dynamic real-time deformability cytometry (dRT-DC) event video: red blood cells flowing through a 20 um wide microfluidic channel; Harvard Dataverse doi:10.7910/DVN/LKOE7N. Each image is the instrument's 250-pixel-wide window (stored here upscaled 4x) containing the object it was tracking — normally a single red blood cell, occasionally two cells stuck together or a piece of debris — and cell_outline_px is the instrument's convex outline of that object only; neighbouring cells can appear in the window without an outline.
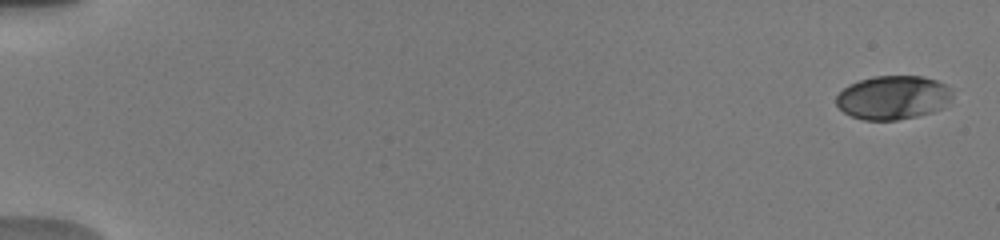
{"species": "human", "species_latin": "Homo sapiens", "temperature_condition": "warm", "stored_images_in_passage": 7, "camera_frame_rate_fps": 3000, "um_per_image_px": 0.085, "donor": {"sex": "male"}, "frame": {"image": 1, "passage_image": 1, "time_ms": 0.0, "image_size_px": [1000, 240], "cell_outline_px": [[952, 96], [944, 108], [932, 112], [916, 116], [896, 120], [864, 120], [852, 116], [844, 112], [836, 104], [836, 96], [848, 84], [872, 76], [924, 76], [936, 80], [952, 88]], "centroid_in_image_um": [75.92, 8.28], "position_along_channel_um": 9.1, "area_um2": 29.77}}
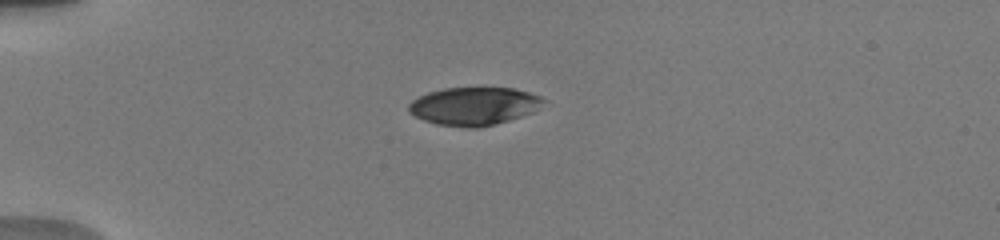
{"frame": {"image": 2, "passage_image": 5, "time_ms": 4.667, "image_size_px": [1000, 240], "cell_outline_px": [[548, 100], [532, 112], [508, 120], [476, 128], [468, 128], [436, 124], [424, 120], [408, 112], [408, 104], [412, 100], [428, 92], [444, 88], [512, 88], [528, 92], [540, 96]], "centroid_in_image_um": [40.27, 9.01], "position_along_channel_um": 44.7, "area_um2": 29.65}}
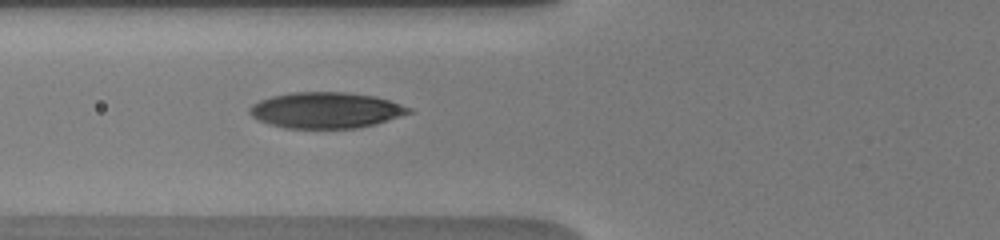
{"frame": {"image": 3, "passage_image": 7, "time_ms": 7.0, "image_size_px": [1000, 240], "cell_outline_px": [[412, 112], [400, 116], [372, 124], [356, 128], [284, 128], [268, 124], [252, 116], [248, 112], [248, 108], [252, 104], [260, 100], [272, 96], [292, 92], [344, 92], [376, 96], [412, 108]], "centroid_in_image_um": [27.66, 9.36], "position_along_channel_um": 98.1, "area_um2": 33.18}}